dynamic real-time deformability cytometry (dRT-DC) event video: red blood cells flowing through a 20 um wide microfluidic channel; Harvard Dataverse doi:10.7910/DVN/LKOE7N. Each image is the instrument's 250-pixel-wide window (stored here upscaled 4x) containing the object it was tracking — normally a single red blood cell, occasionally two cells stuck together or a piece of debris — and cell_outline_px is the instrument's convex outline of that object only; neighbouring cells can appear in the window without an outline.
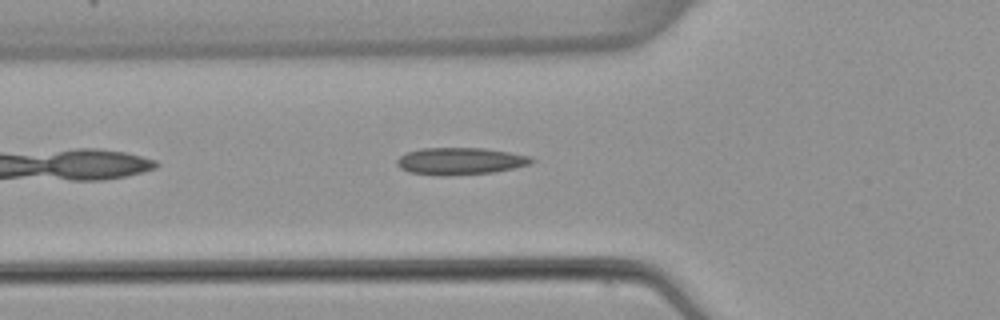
{"species": "common noctule bat (a hibernating species)", "species_latin": "Nyctalus noctula", "temperature_condition": "warm", "stored_images_in_passage": 5, "camera_frame_rate_fps": 3000, "um_per_image_px": 0.085, "animal": {"sex": "female", "body_mass_g": 22.7, "forearm_length_mm": 54.2}, "frame": {"image": 1, "passage_image": 5, "time_ms": 5.667, "image_size_px": [1000, 320], "cell_outline_px": [[536, 160], [532, 164], [492, 172], [448, 176], [440, 176], [408, 172], [400, 168], [396, 164], [396, 160], [400, 156], [408, 152], [420, 148], [484, 148], [532, 156]], "centroid_in_image_um": [39.12, 13.7], "position_along_channel_um": 86.7, "area_um2": 21.39}}